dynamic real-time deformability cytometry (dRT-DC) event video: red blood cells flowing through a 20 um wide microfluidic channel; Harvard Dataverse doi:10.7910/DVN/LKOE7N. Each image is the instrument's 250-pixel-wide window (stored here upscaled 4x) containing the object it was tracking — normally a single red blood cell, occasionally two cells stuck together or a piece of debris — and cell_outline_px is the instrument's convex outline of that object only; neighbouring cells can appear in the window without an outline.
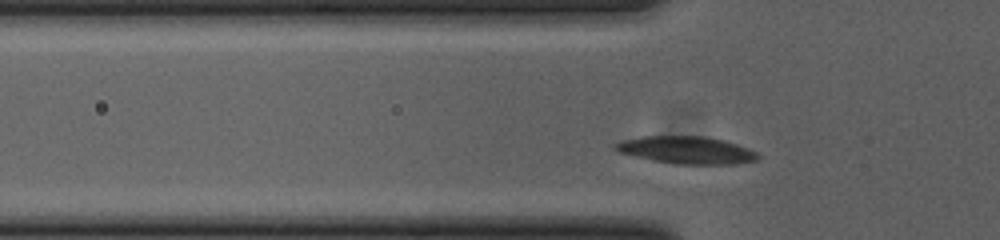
{"species": "common noctule bat (a hibernating species)", "species_latin": "Nyctalus noctula", "temperature_condition": "cold", "stored_images_in_passage": 40, "camera_frame_rate_fps": 3000, "um_per_image_px": 0.085, "animal": {"sex": "female", "body_mass_g": 23.0, "forearm_length_mm": 53.4}, "frame": {"image": 1, "passage_image": 10, "time_ms": 3.0, "image_size_px": [1000, 240], "cell_outline_px": [[760, 156], [756, 160], [732, 164], [680, 164], [656, 160], [636, 156], [620, 152], [612, 148], [612, 144], [624, 140], [640, 136], [704, 136], [724, 140], [748, 148], [756, 152]], "centroid_in_image_um": [58.35, 12.74], "position_along_channel_um": 67.5, "area_um2": 22.48}}
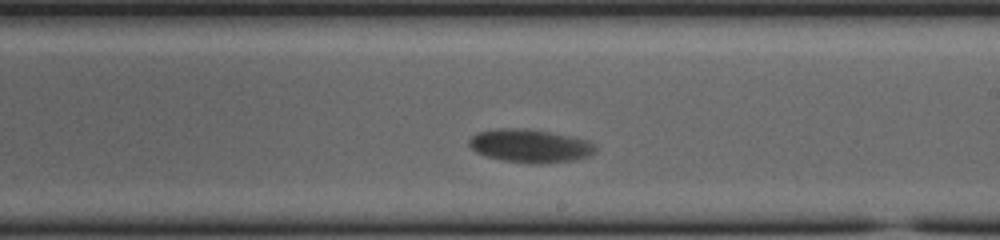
{"frame": {"image": 2, "passage_image": 25, "time_ms": 8.0, "image_size_px": [1000, 240], "cell_outline_px": [[596, 152], [588, 156], [572, 160], [540, 164], [532, 164], [504, 160], [488, 156], [476, 152], [468, 144], [468, 140], [476, 132], [500, 128], [520, 128], [548, 132], [588, 140], [596, 148]], "centroid_in_image_um": [45.03, 12.4], "position_along_channel_um": 244.0, "area_um2": 24.22}}
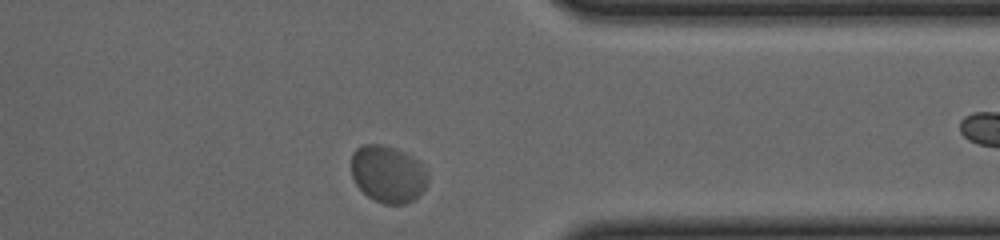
{"frame": {"image": 3, "passage_image": 37, "time_ms": 12.0, "image_size_px": [1000, 240], "cell_outline_px": [[428, 184], [412, 200], [404, 204], [384, 204], [368, 196], [356, 184], [352, 176], [352, 152], [356, 148], [364, 144], [384, 144], [396, 148], [412, 156], [428, 172]], "centroid_in_image_um": [32.97, 14.77], "position_along_channel_um": 378.4, "area_um2": 25.37}, "authors_computed_cell_mechanics": {"area_um2": 23.5824, "velocity_mm_per_s": 3.5494, "shape_relaxation_time_tau1_ms": 2.8502, "shape_relaxation_time_tau2_ms": null, "deformation_change_tau1": 0.0815, "deformation_change_tau2": null}}